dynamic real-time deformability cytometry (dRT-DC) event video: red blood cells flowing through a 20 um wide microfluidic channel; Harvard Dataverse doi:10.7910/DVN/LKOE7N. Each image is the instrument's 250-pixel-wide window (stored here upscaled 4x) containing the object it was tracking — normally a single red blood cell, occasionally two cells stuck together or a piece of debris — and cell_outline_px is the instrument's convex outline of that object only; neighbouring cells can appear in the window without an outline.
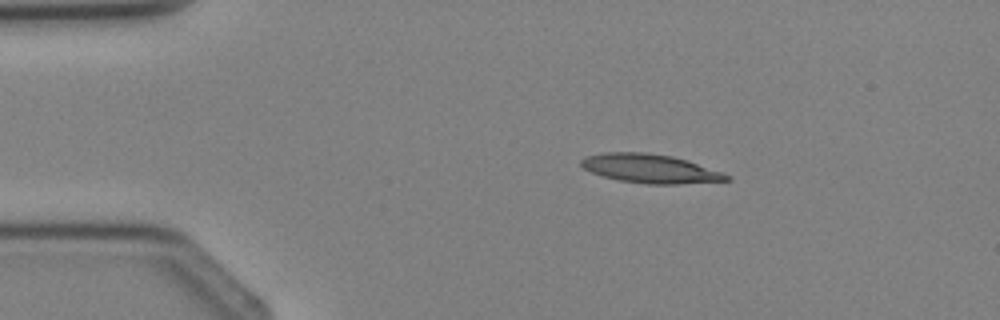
{"species": "Egyptian fruit bat (a non-hibernating species)", "species_latin": "Rousettus aegyptiacus", "temperature_condition": "cold", "stored_images_in_passage": 3, "segment_of_instrument_passage": [1, 2], "camera_frame_rate_fps": 3000, "um_per_image_px": 0.085, "animal": {"sex": "female"}, "frame": {"image": 1, "passage_image": 1, "time_ms": 0.0, "image_size_px": [1000, 320], "cell_outline_px": [[732, 180], [676, 184], [648, 184], [620, 180], [604, 176], [592, 172], [584, 168], [580, 164], [580, 160], [584, 156], [604, 152], [648, 152], [672, 156], [720, 172], [728, 176]], "centroid_in_image_um": [55.19, 14.32], "position_along_channel_um": 29.8, "area_um2": 24.04}}